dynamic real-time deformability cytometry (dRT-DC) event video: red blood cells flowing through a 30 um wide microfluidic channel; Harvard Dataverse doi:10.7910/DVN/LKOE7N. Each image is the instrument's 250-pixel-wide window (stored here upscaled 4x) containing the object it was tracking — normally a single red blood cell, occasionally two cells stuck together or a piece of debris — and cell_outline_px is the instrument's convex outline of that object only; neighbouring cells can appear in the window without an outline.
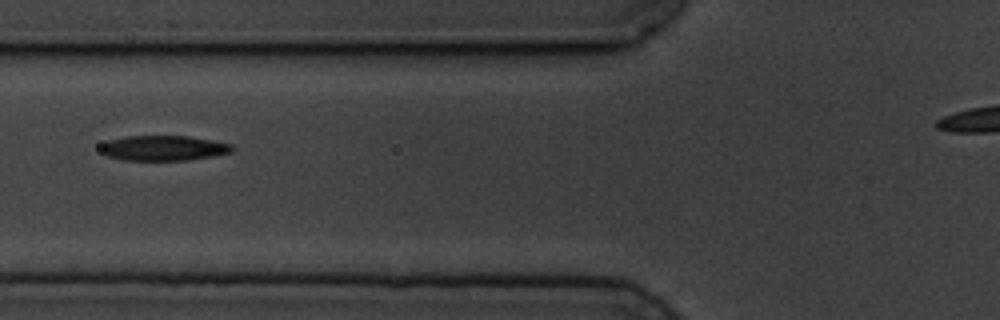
{"species": "common noctule bat (a hibernating species)", "species_latin": "Nyctalus noctula", "temperature_condition": "cold", "stored_images_in_passage": 9, "camera_frame_rate_fps": 3000, "um_per_image_px": 0.085, "animal": {"sex": "male", "body_mass_g": 19.5, "forearm_length_mm": 54.6}, "frame": {"image": 1, "passage_image": 2, "time_ms": 1.0, "image_size_px": [1000, 320], "cell_outline_px": [[236, 148], [232, 152], [212, 156], [188, 160], [120, 160], [108, 156], [100, 152], [100, 144], [108, 140], [128, 136], [188, 136], [212, 140], [232, 144]], "centroid_in_image_um": [13.89, 12.59], "position_along_channel_um": 111.9, "area_um2": 19.42}}
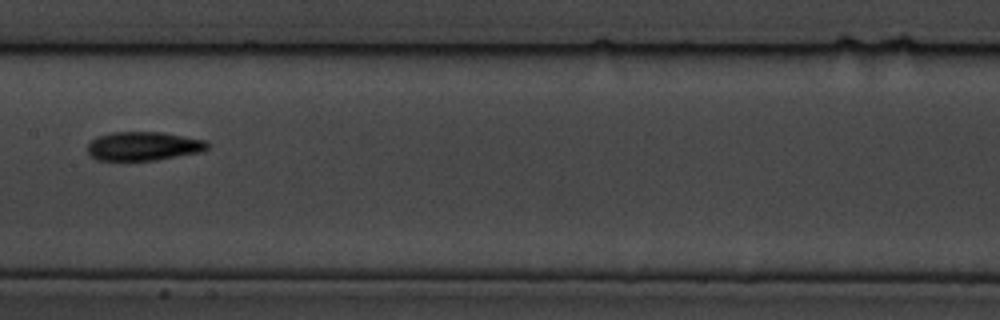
{"frame": {"image": 2, "passage_image": 4, "time_ms": 3.333, "image_size_px": [1000, 320], "cell_outline_px": [[208, 148], [204, 152], [156, 160], [96, 160], [88, 152], [88, 140], [96, 136], [112, 132], [160, 132], [204, 140], [208, 144]], "centroid_in_image_um": [12.17, 12.42], "position_along_channel_um": 195.2, "area_um2": 20.23}}
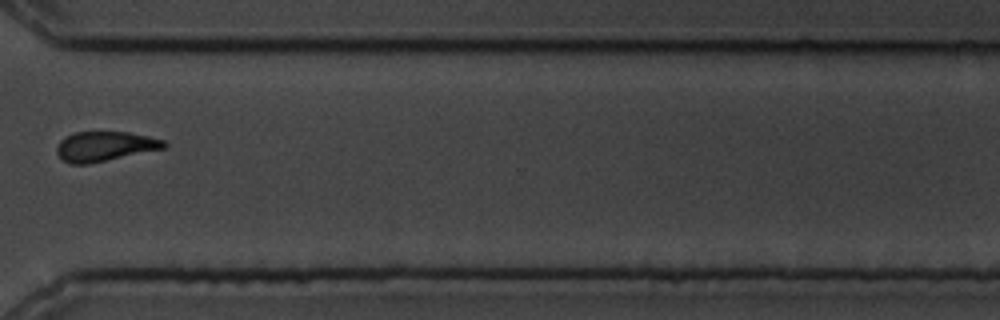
{"frame": {"image": 3, "passage_image": 8, "time_ms": 8.0, "image_size_px": [1000, 320], "cell_outline_px": [[168, 144], [164, 148], [88, 164], [68, 164], [56, 152], [56, 148], [60, 140], [64, 136], [72, 132], [128, 132], [148, 136], [164, 140]], "centroid_in_image_um": [8.88, 12.43], "position_along_channel_um": 361.7, "area_um2": 18.55}}